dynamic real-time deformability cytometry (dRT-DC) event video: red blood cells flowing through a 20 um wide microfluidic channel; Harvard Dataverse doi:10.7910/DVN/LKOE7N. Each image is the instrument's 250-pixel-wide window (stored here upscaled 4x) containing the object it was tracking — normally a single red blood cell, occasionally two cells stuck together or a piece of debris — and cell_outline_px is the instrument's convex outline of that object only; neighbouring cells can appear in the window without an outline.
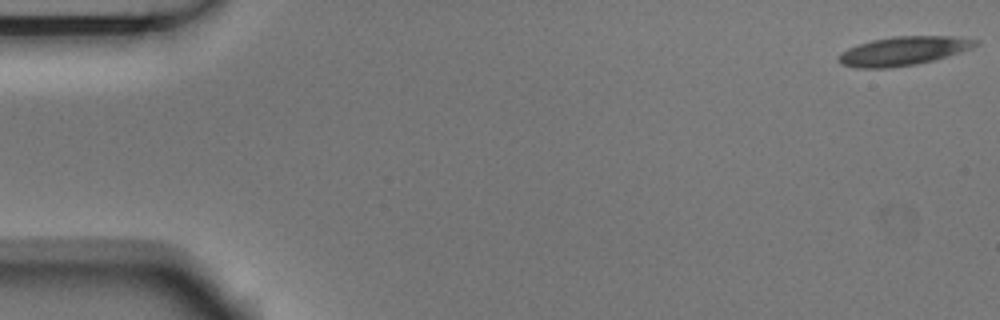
{"species": "Egyptian fruit bat (a non-hibernating species)", "species_latin": "Rousettus aegyptiacus", "temperature_condition": "room temperature", "stored_images_in_passage": 5, "camera_frame_rate_fps": 3000, "um_per_image_px": 0.085, "animal": {"sex": "male"}, "frame": {"image": 1, "passage_image": 1, "time_ms": 0.0, "image_size_px": [1000, 320], "cell_outline_px": [[980, 44], [972, 48], [948, 56], [916, 64], [892, 68], [856, 68], [840, 64], [836, 60], [836, 56], [840, 52], [848, 48], [872, 40], [892, 36], [956, 36], [980, 40]], "centroid_in_image_um": [76.77, 4.33], "position_along_channel_um": 8.2, "area_um2": 23.29}}
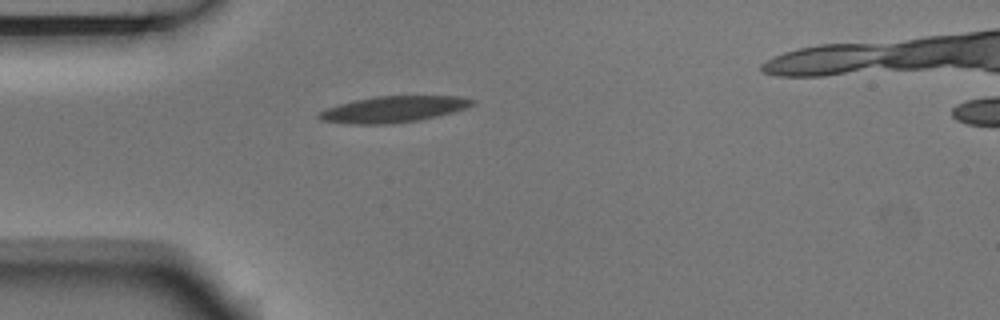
{"frame": {"image": 2, "passage_image": 5, "time_ms": 1.333, "image_size_px": [1000, 320], "cell_outline_px": [[476, 100], [468, 108], [420, 120], [388, 124], [348, 124], [320, 120], [316, 116], [316, 112], [324, 108], [352, 100], [372, 96], [460, 96]], "centroid_in_image_um": [33.36, 9.28], "position_along_channel_um": 51.6, "area_um2": 23.76}}